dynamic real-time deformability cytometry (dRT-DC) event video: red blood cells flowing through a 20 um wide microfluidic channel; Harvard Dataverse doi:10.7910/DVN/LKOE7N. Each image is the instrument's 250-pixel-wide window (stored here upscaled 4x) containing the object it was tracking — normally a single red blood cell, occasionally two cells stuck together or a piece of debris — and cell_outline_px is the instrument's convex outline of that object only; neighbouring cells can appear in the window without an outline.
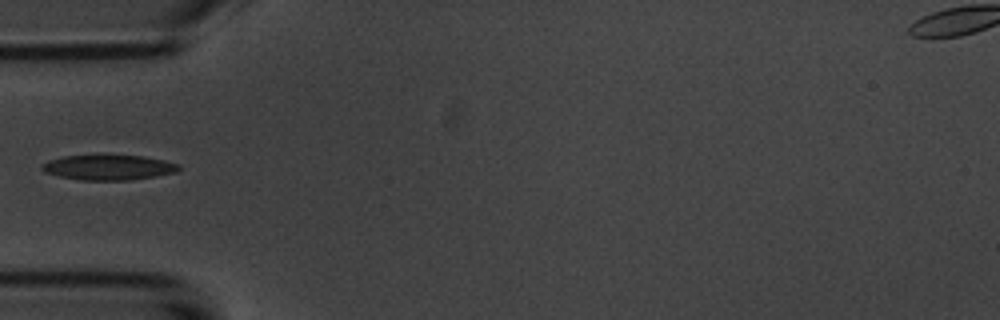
{"species": "common noctule bat (a hibernating species)", "species_latin": "Nyctalus noctula", "temperature_condition": "room temperature", "stored_images_in_passage": 3, "camera_frame_rate_fps": 3000, "um_per_image_px": 0.085, "animal": {"sex": "male", "body_mass_g": 20.1, "forearm_length_mm": 53.5}, "frame": {"image": 1, "passage_image": 2, "time_ms": 1.0, "image_size_px": [1000, 320], "cell_outline_px": [[180, 168], [176, 172], [156, 176], [128, 180], [80, 180], [60, 176], [44, 172], [40, 168], [40, 164], [48, 160], [64, 156], [144, 156], [164, 160], [180, 164]], "centroid_in_image_um": [9.21, 14.24], "position_along_channel_um": 75.8, "area_um2": 19.88}}